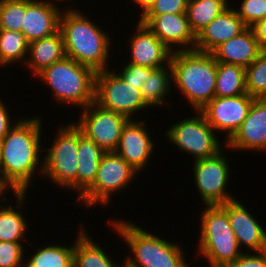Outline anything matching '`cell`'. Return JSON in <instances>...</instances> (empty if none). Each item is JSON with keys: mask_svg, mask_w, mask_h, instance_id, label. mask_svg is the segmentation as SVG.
Returning a JSON list of instances; mask_svg holds the SVG:
<instances>
[{"mask_svg": "<svg viewBox=\"0 0 266 267\" xmlns=\"http://www.w3.org/2000/svg\"><path fill=\"white\" fill-rule=\"evenodd\" d=\"M228 214L231 229L238 245H245L247 252H261L266 250V229L250 214L247 207L238 199H233L220 205ZM250 249V250H249Z\"/></svg>", "mask_w": 266, "mask_h": 267, "instance_id": "obj_16", "label": "cell"}, {"mask_svg": "<svg viewBox=\"0 0 266 267\" xmlns=\"http://www.w3.org/2000/svg\"><path fill=\"white\" fill-rule=\"evenodd\" d=\"M62 11L58 4L44 0H26L21 32L27 41L30 43L58 32Z\"/></svg>", "mask_w": 266, "mask_h": 267, "instance_id": "obj_19", "label": "cell"}, {"mask_svg": "<svg viewBox=\"0 0 266 267\" xmlns=\"http://www.w3.org/2000/svg\"><path fill=\"white\" fill-rule=\"evenodd\" d=\"M42 126L39 116L21 118L1 140L0 178L13 193H27L33 176L39 172L42 176Z\"/></svg>", "mask_w": 266, "mask_h": 267, "instance_id": "obj_1", "label": "cell"}, {"mask_svg": "<svg viewBox=\"0 0 266 267\" xmlns=\"http://www.w3.org/2000/svg\"><path fill=\"white\" fill-rule=\"evenodd\" d=\"M36 77L47 83L57 103L76 105L82 109L95 101L96 72L71 58L65 57L53 63Z\"/></svg>", "mask_w": 266, "mask_h": 267, "instance_id": "obj_5", "label": "cell"}, {"mask_svg": "<svg viewBox=\"0 0 266 267\" xmlns=\"http://www.w3.org/2000/svg\"><path fill=\"white\" fill-rule=\"evenodd\" d=\"M110 219L113 231L122 237L132 254L126 261L135 267H189L182 246L155 236L133 222Z\"/></svg>", "mask_w": 266, "mask_h": 267, "instance_id": "obj_4", "label": "cell"}, {"mask_svg": "<svg viewBox=\"0 0 266 267\" xmlns=\"http://www.w3.org/2000/svg\"><path fill=\"white\" fill-rule=\"evenodd\" d=\"M156 0H133L134 4L139 6V8L142 10L140 12V17L143 16L150 7L155 3Z\"/></svg>", "mask_w": 266, "mask_h": 267, "instance_id": "obj_40", "label": "cell"}, {"mask_svg": "<svg viewBox=\"0 0 266 267\" xmlns=\"http://www.w3.org/2000/svg\"><path fill=\"white\" fill-rule=\"evenodd\" d=\"M251 28L262 51H266V18L257 21Z\"/></svg>", "mask_w": 266, "mask_h": 267, "instance_id": "obj_39", "label": "cell"}, {"mask_svg": "<svg viewBox=\"0 0 266 267\" xmlns=\"http://www.w3.org/2000/svg\"><path fill=\"white\" fill-rule=\"evenodd\" d=\"M171 83L173 84L171 64L156 68L151 72L140 89L143 99L150 108L170 104L166 101V96L171 92L173 86Z\"/></svg>", "mask_w": 266, "mask_h": 267, "instance_id": "obj_26", "label": "cell"}, {"mask_svg": "<svg viewBox=\"0 0 266 267\" xmlns=\"http://www.w3.org/2000/svg\"><path fill=\"white\" fill-rule=\"evenodd\" d=\"M115 70L96 72L95 102L101 107L125 115L132 119L137 112L150 106L142 97L141 91L125 82Z\"/></svg>", "mask_w": 266, "mask_h": 267, "instance_id": "obj_10", "label": "cell"}, {"mask_svg": "<svg viewBox=\"0 0 266 267\" xmlns=\"http://www.w3.org/2000/svg\"><path fill=\"white\" fill-rule=\"evenodd\" d=\"M223 153L221 150L212 157L193 160L194 184L203 206L222 205L236 198L226 192L231 169Z\"/></svg>", "mask_w": 266, "mask_h": 267, "instance_id": "obj_11", "label": "cell"}, {"mask_svg": "<svg viewBox=\"0 0 266 267\" xmlns=\"http://www.w3.org/2000/svg\"><path fill=\"white\" fill-rule=\"evenodd\" d=\"M247 94L245 88V68L217 62L215 96L233 97Z\"/></svg>", "mask_w": 266, "mask_h": 267, "instance_id": "obj_29", "label": "cell"}, {"mask_svg": "<svg viewBox=\"0 0 266 267\" xmlns=\"http://www.w3.org/2000/svg\"><path fill=\"white\" fill-rule=\"evenodd\" d=\"M144 120L129 119L123 127L115 153L137 172L146 169L154 151V142Z\"/></svg>", "mask_w": 266, "mask_h": 267, "instance_id": "obj_15", "label": "cell"}, {"mask_svg": "<svg viewBox=\"0 0 266 267\" xmlns=\"http://www.w3.org/2000/svg\"><path fill=\"white\" fill-rule=\"evenodd\" d=\"M81 223L80 232L74 240L73 267H120L100 244L95 243Z\"/></svg>", "mask_w": 266, "mask_h": 267, "instance_id": "obj_24", "label": "cell"}, {"mask_svg": "<svg viewBox=\"0 0 266 267\" xmlns=\"http://www.w3.org/2000/svg\"><path fill=\"white\" fill-rule=\"evenodd\" d=\"M63 10L59 30L63 35L66 57L95 72L109 69L107 62L113 45L110 34L72 5Z\"/></svg>", "mask_w": 266, "mask_h": 267, "instance_id": "obj_2", "label": "cell"}, {"mask_svg": "<svg viewBox=\"0 0 266 267\" xmlns=\"http://www.w3.org/2000/svg\"><path fill=\"white\" fill-rule=\"evenodd\" d=\"M27 56L24 66L26 65L35 76L44 68L63 60L66 54L61 31L59 30L51 36L30 42Z\"/></svg>", "mask_w": 266, "mask_h": 267, "instance_id": "obj_22", "label": "cell"}, {"mask_svg": "<svg viewBox=\"0 0 266 267\" xmlns=\"http://www.w3.org/2000/svg\"><path fill=\"white\" fill-rule=\"evenodd\" d=\"M44 1H48V2H50V3H53V4H57L55 1L56 0H44ZM53 1V2H52ZM58 2H63V1H65V0H57ZM66 1H68V0H66ZM68 2H70V0L68 1Z\"/></svg>", "mask_w": 266, "mask_h": 267, "instance_id": "obj_43", "label": "cell"}, {"mask_svg": "<svg viewBox=\"0 0 266 267\" xmlns=\"http://www.w3.org/2000/svg\"><path fill=\"white\" fill-rule=\"evenodd\" d=\"M239 6L235 11L247 27L266 18V0H242Z\"/></svg>", "mask_w": 266, "mask_h": 267, "instance_id": "obj_34", "label": "cell"}, {"mask_svg": "<svg viewBox=\"0 0 266 267\" xmlns=\"http://www.w3.org/2000/svg\"><path fill=\"white\" fill-rule=\"evenodd\" d=\"M11 190L5 183H0V198H2V199H0V201L2 200V201H8V199L6 198V196L4 197V195L6 194V193H8L7 192V190ZM1 203V202H0ZM1 206V205H0Z\"/></svg>", "mask_w": 266, "mask_h": 267, "instance_id": "obj_41", "label": "cell"}, {"mask_svg": "<svg viewBox=\"0 0 266 267\" xmlns=\"http://www.w3.org/2000/svg\"><path fill=\"white\" fill-rule=\"evenodd\" d=\"M134 34L129 40L130 56L127 63L148 68H160L170 64L172 51L148 28L137 21ZM165 63V64H164Z\"/></svg>", "mask_w": 266, "mask_h": 267, "instance_id": "obj_17", "label": "cell"}, {"mask_svg": "<svg viewBox=\"0 0 266 267\" xmlns=\"http://www.w3.org/2000/svg\"><path fill=\"white\" fill-rule=\"evenodd\" d=\"M245 88L251 97L266 98V51L245 68Z\"/></svg>", "mask_w": 266, "mask_h": 267, "instance_id": "obj_31", "label": "cell"}, {"mask_svg": "<svg viewBox=\"0 0 266 267\" xmlns=\"http://www.w3.org/2000/svg\"><path fill=\"white\" fill-rule=\"evenodd\" d=\"M28 47L29 42L22 32L0 29V67L16 62L24 65Z\"/></svg>", "mask_w": 266, "mask_h": 267, "instance_id": "obj_30", "label": "cell"}, {"mask_svg": "<svg viewBox=\"0 0 266 267\" xmlns=\"http://www.w3.org/2000/svg\"><path fill=\"white\" fill-rule=\"evenodd\" d=\"M72 122V123H71ZM60 125L43 157L44 178L56 186L77 192L78 126L71 121ZM46 176V177H45Z\"/></svg>", "mask_w": 266, "mask_h": 267, "instance_id": "obj_7", "label": "cell"}, {"mask_svg": "<svg viewBox=\"0 0 266 267\" xmlns=\"http://www.w3.org/2000/svg\"><path fill=\"white\" fill-rule=\"evenodd\" d=\"M200 219L198 255L206 258L210 267H225L241 256L236 236L227 212L220 206H205Z\"/></svg>", "mask_w": 266, "mask_h": 267, "instance_id": "obj_6", "label": "cell"}, {"mask_svg": "<svg viewBox=\"0 0 266 267\" xmlns=\"http://www.w3.org/2000/svg\"><path fill=\"white\" fill-rule=\"evenodd\" d=\"M80 110L82 113L79 120L74 123L82 133L96 142L104 152H114L129 118L103 108L95 101Z\"/></svg>", "mask_w": 266, "mask_h": 267, "instance_id": "obj_12", "label": "cell"}, {"mask_svg": "<svg viewBox=\"0 0 266 267\" xmlns=\"http://www.w3.org/2000/svg\"><path fill=\"white\" fill-rule=\"evenodd\" d=\"M139 21L147 25L170 51L194 50L196 36L190 28L186 13L144 14Z\"/></svg>", "mask_w": 266, "mask_h": 267, "instance_id": "obj_14", "label": "cell"}, {"mask_svg": "<svg viewBox=\"0 0 266 267\" xmlns=\"http://www.w3.org/2000/svg\"><path fill=\"white\" fill-rule=\"evenodd\" d=\"M250 253L244 251L239 258L225 267H266V250Z\"/></svg>", "mask_w": 266, "mask_h": 267, "instance_id": "obj_37", "label": "cell"}, {"mask_svg": "<svg viewBox=\"0 0 266 267\" xmlns=\"http://www.w3.org/2000/svg\"><path fill=\"white\" fill-rule=\"evenodd\" d=\"M136 175L138 172L120 155L105 152L100 159L94 183L76 201L90 208L98 204L107 206L112 201V195L129 187Z\"/></svg>", "mask_w": 266, "mask_h": 267, "instance_id": "obj_8", "label": "cell"}, {"mask_svg": "<svg viewBox=\"0 0 266 267\" xmlns=\"http://www.w3.org/2000/svg\"><path fill=\"white\" fill-rule=\"evenodd\" d=\"M261 52L262 49L252 28L247 27L238 36L221 43L211 53L217 62L246 68Z\"/></svg>", "mask_w": 266, "mask_h": 267, "instance_id": "obj_21", "label": "cell"}, {"mask_svg": "<svg viewBox=\"0 0 266 267\" xmlns=\"http://www.w3.org/2000/svg\"><path fill=\"white\" fill-rule=\"evenodd\" d=\"M125 261V262H124ZM120 267H135L133 265H131L129 262H127L125 259L123 260L122 264L120 265Z\"/></svg>", "mask_w": 266, "mask_h": 267, "instance_id": "obj_42", "label": "cell"}, {"mask_svg": "<svg viewBox=\"0 0 266 267\" xmlns=\"http://www.w3.org/2000/svg\"><path fill=\"white\" fill-rule=\"evenodd\" d=\"M196 112L195 116L173 123L165 133L169 143L177 146L180 152L192 155L194 160L212 157L222 150L215 130L200 111Z\"/></svg>", "mask_w": 266, "mask_h": 267, "instance_id": "obj_9", "label": "cell"}, {"mask_svg": "<svg viewBox=\"0 0 266 267\" xmlns=\"http://www.w3.org/2000/svg\"><path fill=\"white\" fill-rule=\"evenodd\" d=\"M74 243L71 246L60 244L44 245L25 259L24 267H73Z\"/></svg>", "mask_w": 266, "mask_h": 267, "instance_id": "obj_28", "label": "cell"}, {"mask_svg": "<svg viewBox=\"0 0 266 267\" xmlns=\"http://www.w3.org/2000/svg\"><path fill=\"white\" fill-rule=\"evenodd\" d=\"M225 144L233 151L241 149L266 153V98L253 101L246 119Z\"/></svg>", "mask_w": 266, "mask_h": 267, "instance_id": "obj_18", "label": "cell"}, {"mask_svg": "<svg viewBox=\"0 0 266 267\" xmlns=\"http://www.w3.org/2000/svg\"><path fill=\"white\" fill-rule=\"evenodd\" d=\"M13 195L17 201H14L17 203V208L10 204L7 205V202H4L5 205L1 203L0 206V241L22 242L26 239L25 236L27 235H25V233L29 227L22 213V211H24L22 209V204L26 203L25 196L27 193H13Z\"/></svg>", "mask_w": 266, "mask_h": 267, "instance_id": "obj_25", "label": "cell"}, {"mask_svg": "<svg viewBox=\"0 0 266 267\" xmlns=\"http://www.w3.org/2000/svg\"><path fill=\"white\" fill-rule=\"evenodd\" d=\"M170 64L173 85L193 111H199L215 97L217 61L212 53L197 50L173 52Z\"/></svg>", "mask_w": 266, "mask_h": 267, "instance_id": "obj_3", "label": "cell"}, {"mask_svg": "<svg viewBox=\"0 0 266 267\" xmlns=\"http://www.w3.org/2000/svg\"><path fill=\"white\" fill-rule=\"evenodd\" d=\"M26 0H0V29L22 31Z\"/></svg>", "mask_w": 266, "mask_h": 267, "instance_id": "obj_32", "label": "cell"}, {"mask_svg": "<svg viewBox=\"0 0 266 267\" xmlns=\"http://www.w3.org/2000/svg\"><path fill=\"white\" fill-rule=\"evenodd\" d=\"M117 73L125 82L132 84L136 89H141L144 81L150 76L153 68L143 67L132 63H127Z\"/></svg>", "mask_w": 266, "mask_h": 267, "instance_id": "obj_35", "label": "cell"}, {"mask_svg": "<svg viewBox=\"0 0 266 267\" xmlns=\"http://www.w3.org/2000/svg\"><path fill=\"white\" fill-rule=\"evenodd\" d=\"M247 26L229 6L196 35L194 50L211 53L221 43L238 36Z\"/></svg>", "mask_w": 266, "mask_h": 267, "instance_id": "obj_20", "label": "cell"}, {"mask_svg": "<svg viewBox=\"0 0 266 267\" xmlns=\"http://www.w3.org/2000/svg\"><path fill=\"white\" fill-rule=\"evenodd\" d=\"M1 160H2V141L0 140V166H1Z\"/></svg>", "mask_w": 266, "mask_h": 267, "instance_id": "obj_44", "label": "cell"}, {"mask_svg": "<svg viewBox=\"0 0 266 267\" xmlns=\"http://www.w3.org/2000/svg\"><path fill=\"white\" fill-rule=\"evenodd\" d=\"M105 152L78 127L77 199L94 183L99 162Z\"/></svg>", "mask_w": 266, "mask_h": 267, "instance_id": "obj_23", "label": "cell"}, {"mask_svg": "<svg viewBox=\"0 0 266 267\" xmlns=\"http://www.w3.org/2000/svg\"><path fill=\"white\" fill-rule=\"evenodd\" d=\"M22 242L0 241V267H24L25 250Z\"/></svg>", "mask_w": 266, "mask_h": 267, "instance_id": "obj_33", "label": "cell"}, {"mask_svg": "<svg viewBox=\"0 0 266 267\" xmlns=\"http://www.w3.org/2000/svg\"><path fill=\"white\" fill-rule=\"evenodd\" d=\"M255 99L248 93L233 97L215 96L199 111L216 132L227 133L226 142L246 119Z\"/></svg>", "mask_w": 266, "mask_h": 267, "instance_id": "obj_13", "label": "cell"}, {"mask_svg": "<svg viewBox=\"0 0 266 267\" xmlns=\"http://www.w3.org/2000/svg\"><path fill=\"white\" fill-rule=\"evenodd\" d=\"M230 5L229 0H188L186 15L195 36Z\"/></svg>", "mask_w": 266, "mask_h": 267, "instance_id": "obj_27", "label": "cell"}, {"mask_svg": "<svg viewBox=\"0 0 266 267\" xmlns=\"http://www.w3.org/2000/svg\"><path fill=\"white\" fill-rule=\"evenodd\" d=\"M188 0H156L145 14L186 13Z\"/></svg>", "mask_w": 266, "mask_h": 267, "instance_id": "obj_36", "label": "cell"}, {"mask_svg": "<svg viewBox=\"0 0 266 267\" xmlns=\"http://www.w3.org/2000/svg\"><path fill=\"white\" fill-rule=\"evenodd\" d=\"M7 105L0 99V140L12 129V127L20 120H10L11 116ZM14 122V124H12Z\"/></svg>", "mask_w": 266, "mask_h": 267, "instance_id": "obj_38", "label": "cell"}]
</instances>
